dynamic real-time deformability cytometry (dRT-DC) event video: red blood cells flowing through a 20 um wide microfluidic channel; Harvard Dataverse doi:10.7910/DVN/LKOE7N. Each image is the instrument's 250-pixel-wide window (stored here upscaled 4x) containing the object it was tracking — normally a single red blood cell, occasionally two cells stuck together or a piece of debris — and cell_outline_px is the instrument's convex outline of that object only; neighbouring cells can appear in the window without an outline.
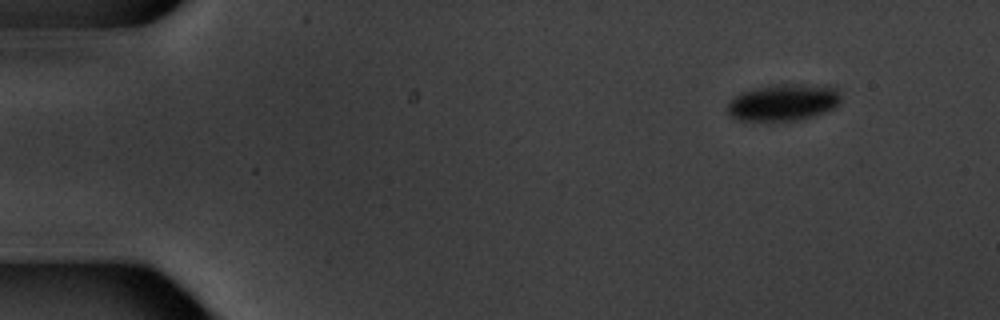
{"species": "common noctule bat (a hibernating species)", "species_latin": "Nyctalus noctula", "temperature_condition": "warm", "stored_images_in_passage": 14, "camera_frame_rate_fps": 3000, "um_per_image_px": 0.085, "animal": {"sex": "male", "body_mass_g": 20.1, "forearm_length_mm": 53.5}, "frame": {"image": 1, "passage_image": 1, "time_ms": 0.0, "image_size_px": [1000, 320], "cell_outline_px": [[840, 104], [836, 108], [804, 120], [736, 120], [728, 116], [724, 108], [740, 92], [772, 84], [836, 84], [840, 92]], "centroid_in_image_um": [66.65, 8.68], "position_along_channel_um": 18.3, "area_um2": 25.14}}
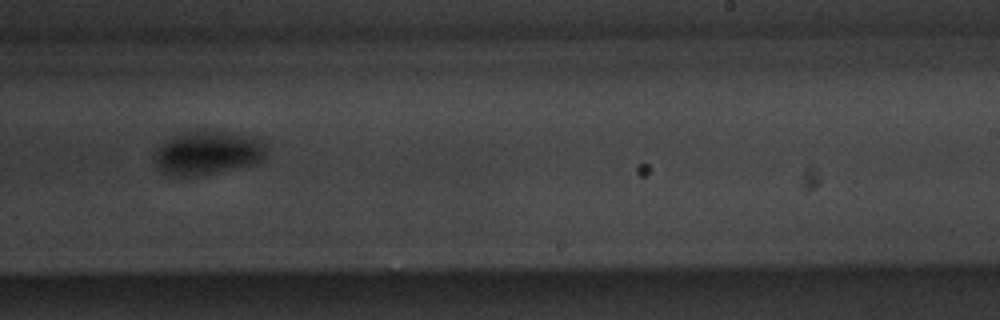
{"frame": {"image": 2, "passage_image": 9, "time_ms": 10.333, "image_size_px": [1000, 320], "cell_outline_px": [[264, 156], [260, 160], [252, 164], [216, 172], [196, 176], [168, 176], [156, 164], [156, 148], [172, 136], [180, 132], [208, 128], [264, 136]], "centroid_in_image_um": [17.69, 12.92], "position_along_channel_um": 271.3, "area_um2": 29.25}}
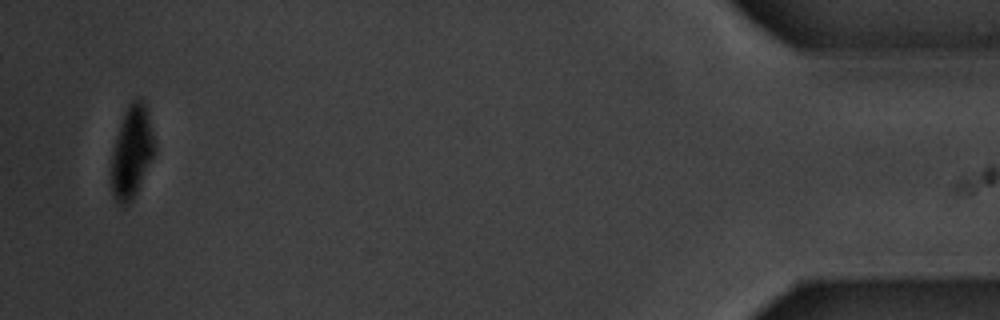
{"frame": {"image": 3, "passage_image": 14, "time_ms": 17.0, "image_size_px": [1000, 320], "cell_outline_px": [[156, 152], [132, 200], [128, 204], [120, 204], [112, 196], [112, 152], [116, 136], [124, 112], [128, 104], [136, 96], [140, 96], [144, 100], [156, 144]], "centroid_in_image_um": [11.22, 12.86], "position_along_channel_um": 424.0, "area_um2": 23.29}, "authors_computed_cell_mechanics": {"area_um2": 27.5995, "velocity_mm_per_s": 3.4522, "shape_relaxation_time_tau1_ms": 2.4427, "shape_relaxation_time_tau2_ms": null, "deformation_change_tau1": 0.0914, "deformation_change_tau2": null}}